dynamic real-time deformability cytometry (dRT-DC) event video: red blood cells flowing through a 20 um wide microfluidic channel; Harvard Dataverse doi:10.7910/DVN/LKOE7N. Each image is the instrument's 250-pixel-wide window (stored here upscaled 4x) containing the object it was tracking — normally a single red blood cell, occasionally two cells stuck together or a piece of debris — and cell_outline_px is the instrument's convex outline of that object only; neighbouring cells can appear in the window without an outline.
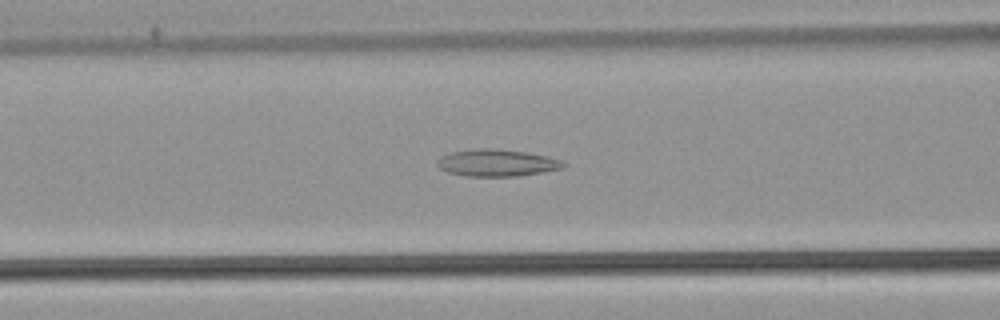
{"species": "common noctule bat (a hibernating species)", "species_latin": "Nyctalus noctula", "temperature_condition": "warm", "stored_images_in_passage": 55, "camera_frame_rate_fps": 3000, "um_per_image_px": 0.085, "animal": {"sex": "male", "body_mass_g": 21.5, "forearm_length_mm": 52.0}, "frame": {"image": 1, "passage_image": 23, "time_ms": 7.333, "image_size_px": [1000, 320], "cell_outline_px": [[568, 164], [564, 168], [544, 172], [516, 176], [464, 176], [448, 172], [440, 168], [436, 164], [436, 160], [440, 156], [452, 152], [476, 148], [496, 148], [524, 152], [548, 156], [564, 160]], "centroid_in_image_um": [42.26, 13.84], "position_along_channel_um": 124.3, "area_um2": 20.11}}
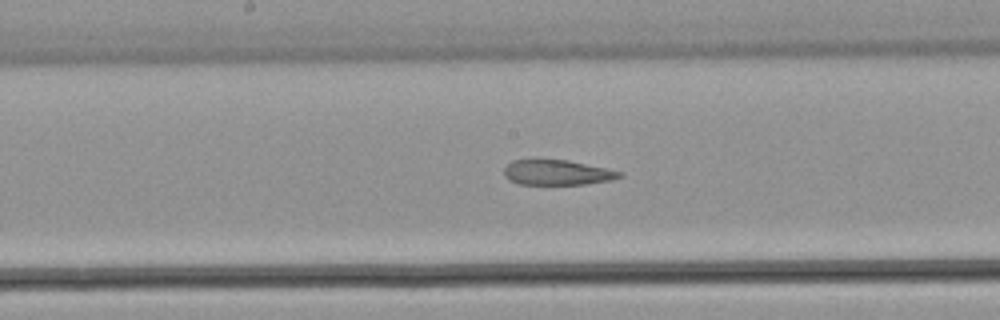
{"frame": {"image": 2, "passage_image": 29, "time_ms": 9.333, "image_size_px": [1000, 320], "cell_outline_px": [[624, 176], [612, 180], [584, 184], [520, 184], [508, 180], [504, 176], [504, 168], [512, 160], [532, 156], [540, 156], [568, 160], [624, 172]], "centroid_in_image_um": [47.29, 14.6], "position_along_channel_um": 200.9, "area_um2": 17.8}}
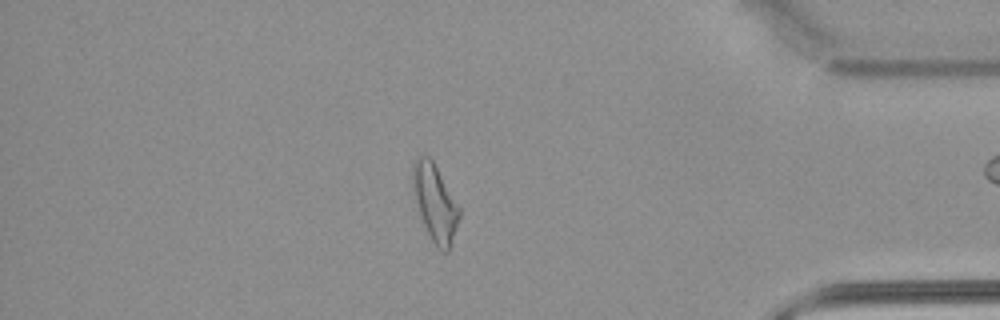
{"frame": {"image": 3, "passage_image": 47, "time_ms": 15.333, "image_size_px": [1000, 320], "cell_outline_px": [[460, 216], [448, 252], [440, 252], [436, 248], [424, 224], [412, 188], [412, 164], [416, 156], [428, 156], [432, 160], [460, 208]], "centroid_in_image_um": [36.97, 17.23], "position_along_channel_um": 398.2, "area_um2": 20.46}, "authors_computed_cell_mechanics": {"area_um2": 20.5768, "velocity_mm_per_s": 3.8304, "shape_relaxation_time_tau1_ms": null, "shape_relaxation_time_tau2_ms": 2.317, "deformation_change_tau1": null, "deformation_change_tau2": 0.1136}}